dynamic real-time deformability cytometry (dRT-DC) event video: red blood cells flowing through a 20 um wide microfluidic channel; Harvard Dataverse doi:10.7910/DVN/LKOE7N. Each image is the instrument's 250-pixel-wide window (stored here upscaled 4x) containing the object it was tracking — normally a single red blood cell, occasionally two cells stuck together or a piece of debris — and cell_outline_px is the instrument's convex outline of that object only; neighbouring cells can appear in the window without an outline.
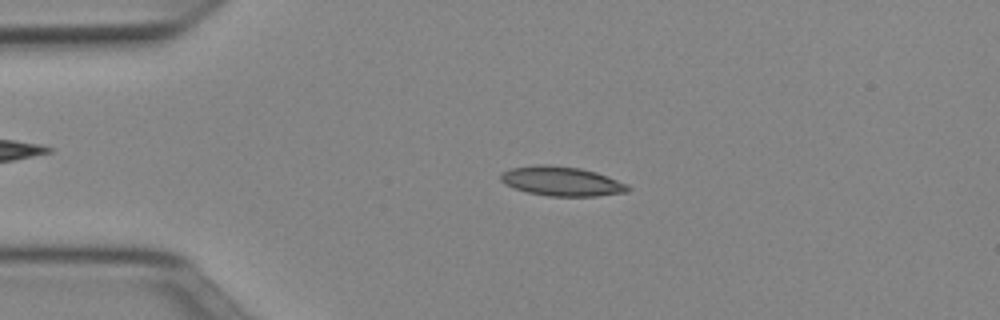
{"species": "Egyptian fruit bat (a non-hibernating species)", "species_latin": "Rousettus aegyptiacus", "temperature_condition": "cold", "stored_images_in_passage": 50, "camera_frame_rate_fps": 3000, "um_per_image_px": 0.085, "animal": {"sex": "female"}, "frame": {"image": 1, "passage_image": 11, "time_ms": 3.333, "image_size_px": [1000, 320], "cell_outline_px": [[632, 188], [628, 192], [596, 196], [548, 196], [528, 192], [504, 184], [500, 180], [500, 172], [512, 168], [536, 164], [548, 164], [580, 168], [596, 172], [608, 176], [628, 184]], "centroid_in_image_um": [47.75, 15.4], "position_along_channel_um": 37.2, "area_um2": 21.96}}
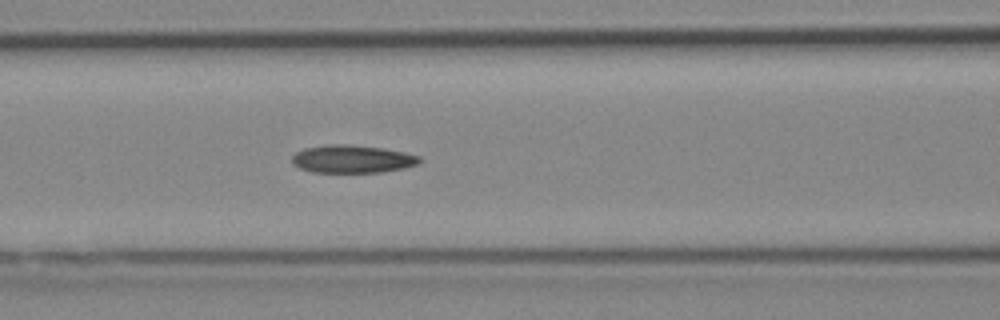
{"frame": {"image": 2, "passage_image": 21, "time_ms": 6.667, "image_size_px": [1000, 320], "cell_outline_px": [[420, 164], [404, 168], [380, 172], [312, 172], [300, 168], [292, 164], [292, 156], [296, 152], [304, 148], [332, 144], [348, 144], [384, 148], [404, 152], [420, 156]], "centroid_in_image_um": [29.95, 13.51], "position_along_channel_um": 136.7, "area_um2": 20.75}}
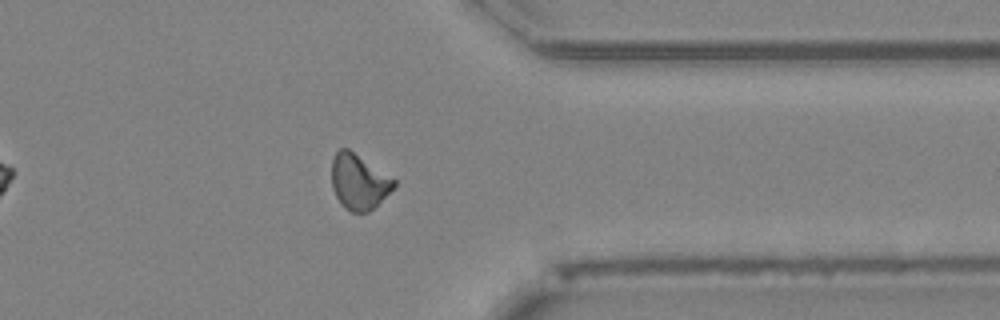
{"frame": {"image": 3, "passage_image": 40, "time_ms": 13.0, "image_size_px": [1000, 320], "cell_outline_px": [[396, 184], [368, 212], [352, 212], [344, 208], [336, 196], [332, 188], [332, 160], [336, 152], [340, 148], [348, 148], [396, 180]], "centroid_in_image_um": [30.46, 15.43], "position_along_channel_um": 380.9, "area_um2": 19.65}, "authors_computed_cell_mechanics": {"area_um2": 20.3745, "velocity_mm_per_s": 3.9772, "shape_relaxation_time_tau1_ms": null, "shape_relaxation_time_tau2_ms": 5.3193, "deformation_change_tau1": null, "deformation_change_tau2": 0.1137}}